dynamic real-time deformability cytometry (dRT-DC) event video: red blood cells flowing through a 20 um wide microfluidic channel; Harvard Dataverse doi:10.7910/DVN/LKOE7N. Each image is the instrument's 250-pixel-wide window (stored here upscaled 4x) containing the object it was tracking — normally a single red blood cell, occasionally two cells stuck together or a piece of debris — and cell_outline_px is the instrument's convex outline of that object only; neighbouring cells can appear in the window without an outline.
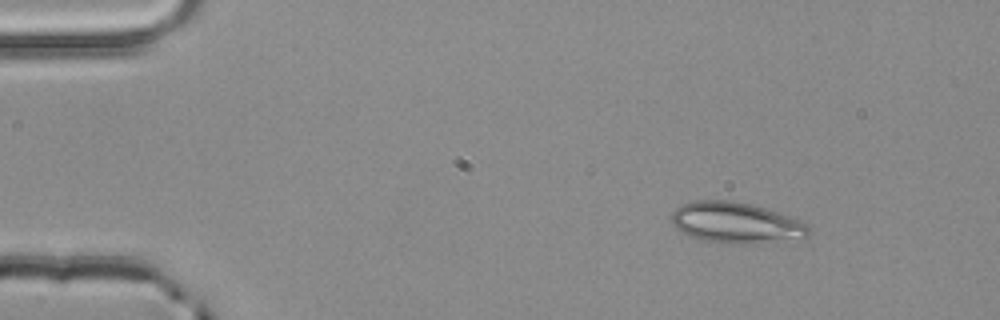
{"species": "common noctule bat (a hibernating species)", "species_latin": "Nyctalus noctula", "temperature_condition": "room temperature", "stored_images_in_passage": 2, "camera_frame_rate_fps": 3000, "um_per_image_px": 0.085, "animal": {"sex": "male", "body_mass_g": 20.4}, "frame": {"image": 1, "passage_image": 1, "time_ms": 0.0, "image_size_px": [1000, 320], "cell_outline_px": [[812, 232], [804, 240], [748, 244], [732, 244], [700, 240], [688, 236], [676, 228], [672, 224], [672, 212], [676, 208], [684, 204], [696, 200], [732, 200], [752, 204], [788, 216], [804, 224]], "centroid_in_image_um": [62.57, 18.96], "position_along_channel_um": 22.4, "area_um2": 33.06}}